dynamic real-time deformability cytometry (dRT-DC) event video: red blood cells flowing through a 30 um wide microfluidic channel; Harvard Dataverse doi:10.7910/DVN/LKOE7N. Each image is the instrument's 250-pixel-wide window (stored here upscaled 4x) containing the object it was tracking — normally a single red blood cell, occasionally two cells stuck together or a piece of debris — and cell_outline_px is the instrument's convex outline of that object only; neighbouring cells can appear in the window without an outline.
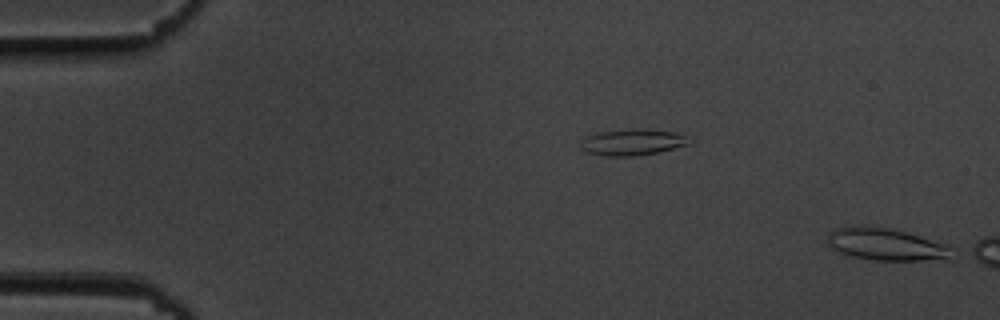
{"species": "common noctule bat (a hibernating species)", "species_latin": "Nyctalus noctula", "temperature_condition": "cold", "stored_images_in_passage": 11, "segment_of_instrument_passage": [2, 2], "camera_frame_rate_fps": 3000, "um_per_image_px": 0.085, "animal": {"sex": "male", "body_mass_g": 19.5, "forearm_length_mm": 54.6}, "frame": {"image": 1, "passage_image": 11, "time_ms": 3.333, "image_size_px": [1000, 320], "cell_outline_px": [[948, 248], [944, 256], [920, 260], [872, 260], [844, 256], [832, 248], [828, 244], [828, 236], [836, 228], [852, 224], [864, 224], [892, 228], [944, 244]], "centroid_in_image_um": [75.05, 20.73], "position_along_channel_um": 10.0, "area_um2": 22.89}}